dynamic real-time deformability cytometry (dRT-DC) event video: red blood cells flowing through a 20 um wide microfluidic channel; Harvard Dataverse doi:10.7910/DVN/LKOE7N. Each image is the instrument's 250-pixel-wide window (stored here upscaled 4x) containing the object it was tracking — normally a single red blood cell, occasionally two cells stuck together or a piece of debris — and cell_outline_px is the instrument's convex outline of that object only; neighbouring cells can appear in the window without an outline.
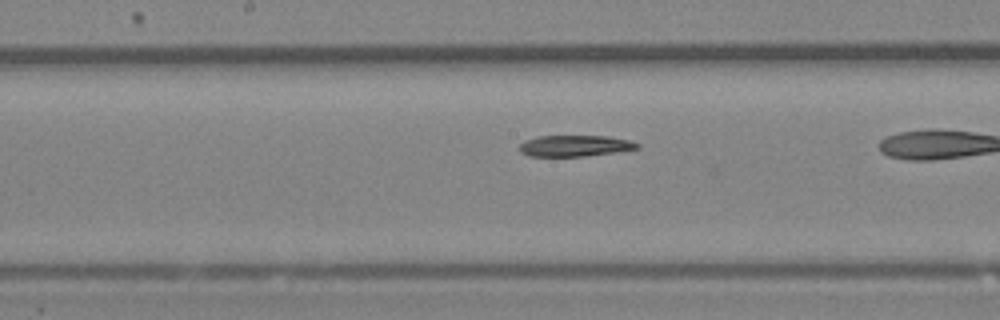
{"species": "Egyptian fruit bat (a non-hibernating species)", "species_latin": "Rousettus aegyptiacus", "temperature_condition": "room temperature", "stored_images_in_passage": 22, "camera_frame_rate_fps": 3000, "um_per_image_px": 0.085, "animal": {"sex": "female"}, "frame": {"image": 1, "passage_image": 10, "time_ms": 3.0, "image_size_px": [1000, 320], "cell_outline_px": [[640, 148], [584, 156], [528, 156], [520, 152], [520, 144], [524, 140], [536, 136], [608, 136], [628, 140], [640, 144]], "centroid_in_image_um": [48.82, 12.39], "position_along_channel_um": 199.4, "area_um2": 14.45}}